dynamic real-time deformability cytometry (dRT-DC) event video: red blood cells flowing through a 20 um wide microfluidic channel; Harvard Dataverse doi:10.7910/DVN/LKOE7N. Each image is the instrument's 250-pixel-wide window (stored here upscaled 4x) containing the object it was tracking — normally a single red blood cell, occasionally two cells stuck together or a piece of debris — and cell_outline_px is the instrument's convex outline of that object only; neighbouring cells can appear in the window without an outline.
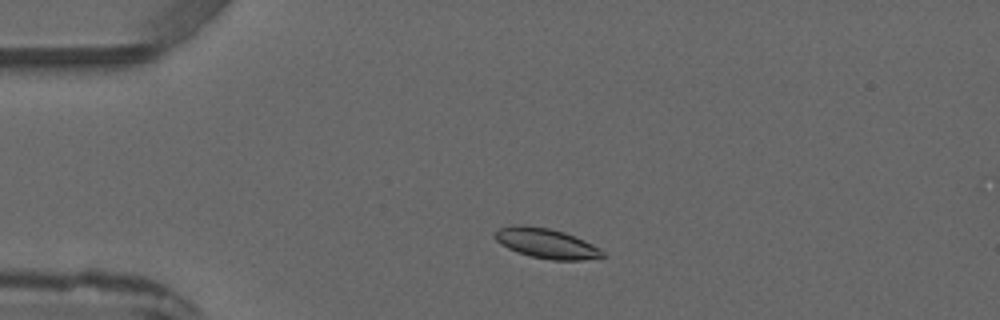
{"species": "common noctule bat (a hibernating species)", "species_latin": "Nyctalus noctula", "temperature_condition": "warm", "stored_images_in_passage": 5, "camera_frame_rate_fps": 3000, "um_per_image_px": 0.085, "animal": {"sex": "male", "forearm_length_mm": 52.5}, "frame": {"image": 1, "passage_image": 2, "time_ms": 1.0, "image_size_px": [1000, 320], "cell_outline_px": [[604, 256], [584, 260], [552, 260], [532, 256], [508, 248], [500, 244], [496, 240], [496, 232], [500, 228], [512, 224], [524, 224], [548, 228], [564, 232], [584, 240], [592, 244], [604, 252]], "centroid_in_image_um": [46.43, 20.67], "position_along_channel_um": 38.6, "area_um2": 18.55}}
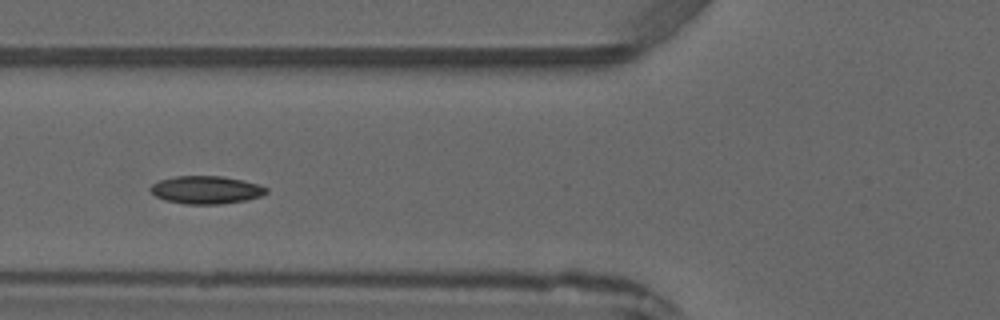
{"frame": {"image": 2, "passage_image": 4, "time_ms": 3.333, "image_size_px": [1000, 320], "cell_outline_px": [[268, 192], [260, 196], [248, 200], [220, 204], [184, 204], [164, 200], [156, 196], [148, 188], [152, 184], [160, 180], [176, 176], [224, 176], [260, 184], [268, 188]], "centroid_in_image_um": [17.54, 16.14], "position_along_channel_um": 108.3, "area_um2": 18.96}}
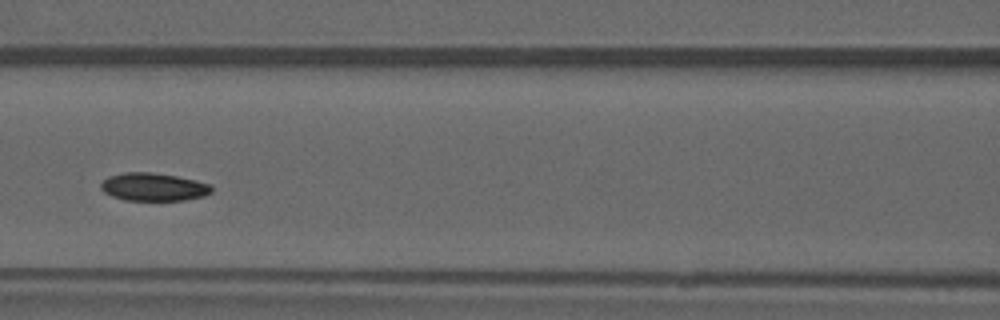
{"frame": {"image": 3, "passage_image": 5, "time_ms": 4.333, "image_size_px": [1000, 320], "cell_outline_px": [[212, 192], [204, 196], [184, 200], [124, 200], [112, 196], [104, 192], [100, 188], [100, 184], [108, 176], [124, 172], [152, 172], [176, 176], [196, 180], [212, 184]], "centroid_in_image_um": [13.05, 15.88], "position_along_channel_um": 153.5, "area_um2": 18.15}}